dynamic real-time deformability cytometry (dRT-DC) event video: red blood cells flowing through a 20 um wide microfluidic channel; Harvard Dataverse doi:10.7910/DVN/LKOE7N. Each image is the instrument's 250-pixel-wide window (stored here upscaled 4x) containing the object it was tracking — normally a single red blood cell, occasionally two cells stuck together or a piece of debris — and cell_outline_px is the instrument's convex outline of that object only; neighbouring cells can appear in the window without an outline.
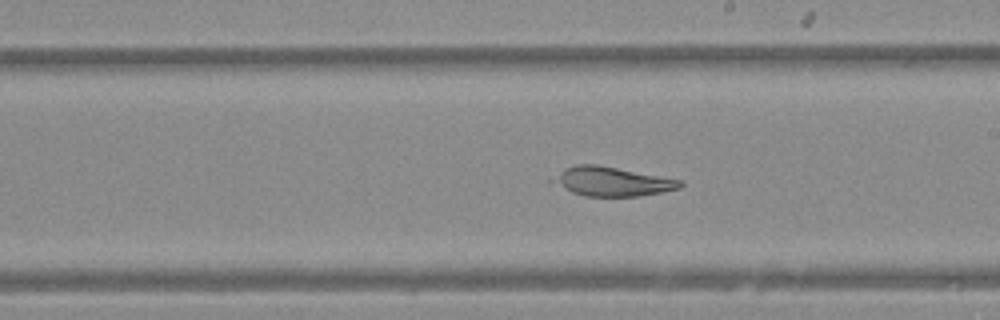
{"species": "Egyptian fruit bat (a non-hibernating species)", "species_latin": "Rousettus aegyptiacus", "temperature_condition": "warm", "stored_images_in_passage": 21, "camera_frame_rate_fps": 3000, "um_per_image_px": 0.085, "animal": {"sex": "female"}, "frame": {"image": 1, "passage_image": 10, "time_ms": 3.0, "image_size_px": [1000, 320], "cell_outline_px": [[684, 184], [680, 188], [640, 196], [584, 196], [572, 192], [556, 180], [556, 176], [564, 168], [576, 164], [600, 164], [684, 180]], "centroid_in_image_um": [52.16, 15.41], "position_along_channel_um": 236.8, "area_um2": 21.33}}